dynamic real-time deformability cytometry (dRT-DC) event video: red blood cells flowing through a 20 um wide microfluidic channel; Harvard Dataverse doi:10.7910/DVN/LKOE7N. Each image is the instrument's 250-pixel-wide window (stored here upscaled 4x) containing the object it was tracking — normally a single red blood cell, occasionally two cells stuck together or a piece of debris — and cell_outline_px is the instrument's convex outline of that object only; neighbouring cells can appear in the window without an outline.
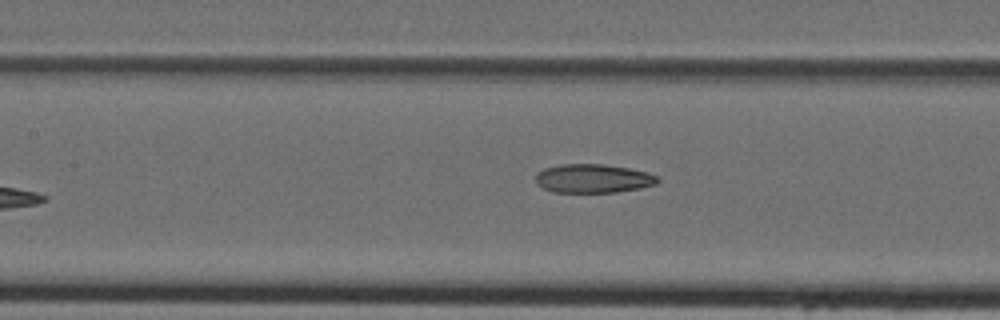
{"species": "Egyptian fruit bat (a non-hibernating species)", "species_latin": "Rousettus aegyptiacus", "temperature_condition": "cold", "stored_images_in_passage": 5, "camera_frame_rate_fps": 3000, "um_per_image_px": 0.085, "animal": {"sex": "female"}, "frame": {"image": 1, "passage_image": 5, "time_ms": 1.333, "image_size_px": [1000, 320], "cell_outline_px": [[660, 180], [656, 184], [640, 188], [616, 192], [552, 192], [536, 184], [536, 176], [544, 168], [560, 164], [604, 164], [628, 168], [648, 172], [656, 176]], "centroid_in_image_um": [50.42, 15.17], "position_along_channel_um": 157.0, "area_um2": 20.4}}